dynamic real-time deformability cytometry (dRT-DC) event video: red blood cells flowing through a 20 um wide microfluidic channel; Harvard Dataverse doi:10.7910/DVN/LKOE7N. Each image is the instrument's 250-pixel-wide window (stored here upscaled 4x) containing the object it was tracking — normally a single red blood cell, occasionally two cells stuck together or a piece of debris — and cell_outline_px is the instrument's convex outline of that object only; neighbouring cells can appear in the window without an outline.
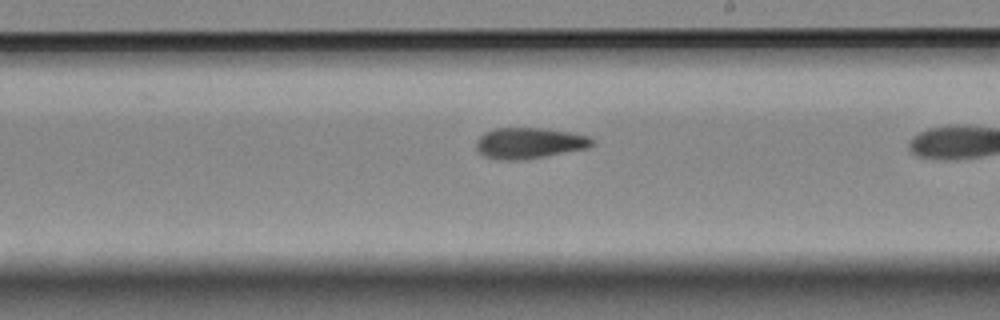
{"species": "Egyptian fruit bat (a non-hibernating species)", "species_latin": "Rousettus aegyptiacus", "temperature_condition": "room temperature", "stored_images_in_passage": 30, "camera_frame_rate_fps": 3000, "um_per_image_px": 0.085, "animal": {"sex": "female"}, "frame": {"image": 1, "passage_image": 25, "time_ms": 8.0, "image_size_px": [1000, 320], "cell_outline_px": [[592, 144], [588, 148], [524, 160], [496, 160], [484, 156], [476, 148], [476, 140], [484, 132], [496, 128], [540, 128], [572, 132], [588, 136], [592, 140]], "centroid_in_image_um": [44.95, 12.17], "position_along_channel_um": 244.0, "area_um2": 20.92}}
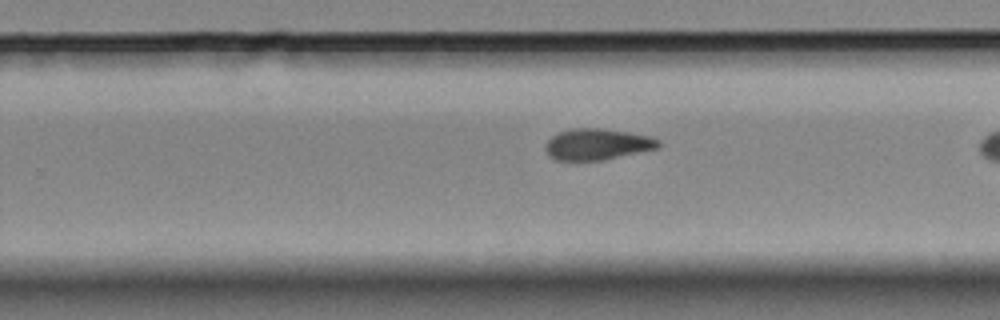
{"frame": {"image": 2, "passage_image": 28, "time_ms": 9.0, "image_size_px": [1000, 320], "cell_outline_px": [[660, 144], [656, 148], [604, 160], [556, 160], [548, 156], [544, 148], [548, 140], [552, 136], [560, 132], [572, 128], [604, 128], [628, 132], [648, 136], [660, 140]], "centroid_in_image_um": [50.73, 12.26], "position_along_channel_um": 279.1, "area_um2": 20.46}}